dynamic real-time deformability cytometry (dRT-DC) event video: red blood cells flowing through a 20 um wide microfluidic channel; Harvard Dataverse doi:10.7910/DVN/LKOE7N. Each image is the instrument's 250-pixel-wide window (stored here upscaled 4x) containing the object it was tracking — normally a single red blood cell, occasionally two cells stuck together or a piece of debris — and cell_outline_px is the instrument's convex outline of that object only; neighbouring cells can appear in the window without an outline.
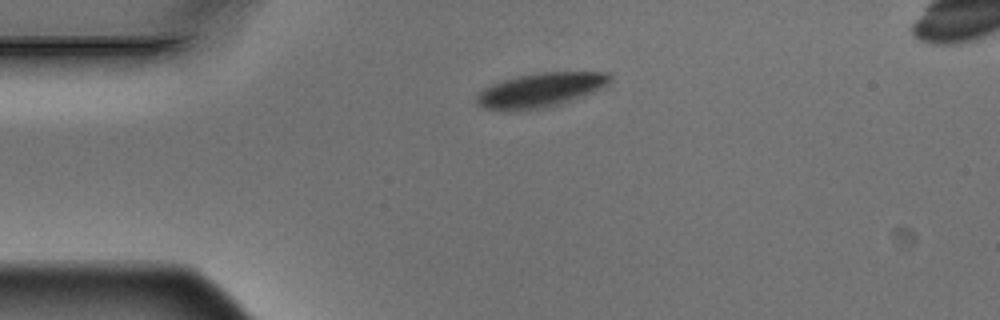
{"species": "Egyptian fruit bat (a non-hibernating species)", "species_latin": "Rousettus aegyptiacus", "temperature_condition": "warm", "stored_images_in_passage": 3, "segment_of_instrument_passage": [1, 2], "camera_frame_rate_fps": 3000, "um_per_image_px": 0.085, "animal": {"sex": "male"}, "frame": {"image": 1, "passage_image": 1, "time_ms": 0.0, "image_size_px": [1000, 320], "cell_outline_px": [[612, 76], [600, 88], [592, 92], [556, 104], [536, 108], [484, 108], [476, 104], [476, 96], [484, 88], [492, 84], [516, 76], [536, 72], [612, 72]], "centroid_in_image_um": [45.93, 7.59], "position_along_channel_um": 39.1, "area_um2": 25.43}}